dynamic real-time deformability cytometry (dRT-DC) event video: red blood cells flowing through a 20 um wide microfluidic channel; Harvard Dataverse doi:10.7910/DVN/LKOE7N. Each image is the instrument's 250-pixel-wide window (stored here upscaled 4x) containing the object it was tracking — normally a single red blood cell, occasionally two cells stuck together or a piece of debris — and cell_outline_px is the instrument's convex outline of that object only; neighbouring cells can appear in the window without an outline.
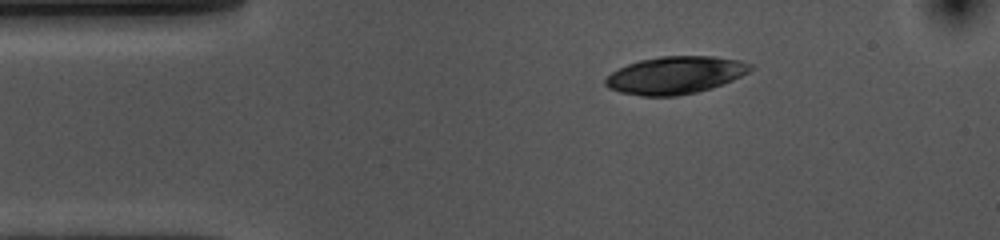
{"species": "common noctule bat (a hibernating species)", "species_latin": "Nyctalus noctula", "temperature_condition": "cold", "stored_images_in_passage": 47, "camera_frame_rate_fps": 3000, "um_per_image_px": 0.085, "animal": {"sex": "female", "body_mass_g": 10.0, "forearm_length_mm": 53.1}, "frame": {"image": 1, "passage_image": 1, "time_ms": 0.0, "image_size_px": [1000, 240], "cell_outline_px": [[752, 68], [748, 72], [732, 80], [696, 92], [676, 96], [644, 96], [620, 92], [608, 88], [604, 84], [604, 80], [612, 72], [628, 64], [640, 60], [660, 56], [712, 56], [740, 60], [752, 64]], "centroid_in_image_um": [57.37, 6.38], "position_along_channel_um": 27.6, "area_um2": 31.39}}
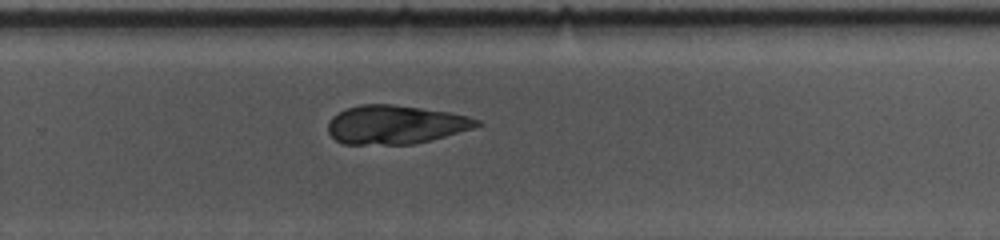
{"frame": {"image": 2, "passage_image": 27, "time_ms": 8.667, "image_size_px": [1000, 240], "cell_outline_px": [[484, 124], [476, 128], [432, 140], [412, 144], [344, 144], [336, 140], [328, 132], [328, 120], [332, 116], [348, 108], [360, 104], [392, 104], [448, 112], [468, 116], [480, 120]], "centroid_in_image_um": [33.65, 10.6], "position_along_channel_um": 296.1, "area_um2": 33.7}}
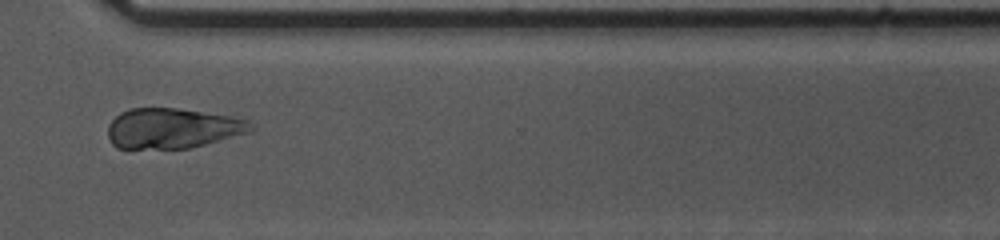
{"frame": {"image": 3, "passage_image": 32, "time_ms": 10.333, "image_size_px": [1000, 240], "cell_outline_px": [[256, 128], [252, 132], [188, 148], [116, 148], [112, 144], [108, 136], [108, 124], [120, 112], [128, 108], [176, 108], [228, 116], [248, 120]], "centroid_in_image_um": [14.66, 10.9], "position_along_channel_um": 355.9, "area_um2": 33.41}}